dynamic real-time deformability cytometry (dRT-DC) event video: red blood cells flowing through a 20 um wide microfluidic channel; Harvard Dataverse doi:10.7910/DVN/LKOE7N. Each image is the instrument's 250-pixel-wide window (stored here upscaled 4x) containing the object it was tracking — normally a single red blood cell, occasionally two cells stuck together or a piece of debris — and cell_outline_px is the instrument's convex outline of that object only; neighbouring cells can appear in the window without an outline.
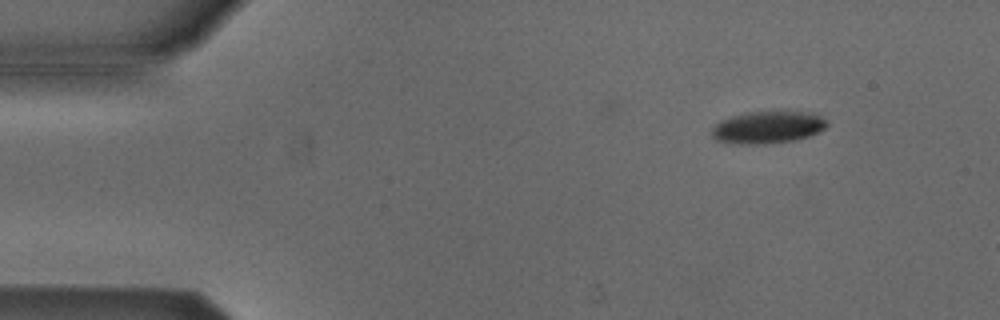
{"species": "Egyptian fruit bat (a non-hibernating species)", "species_latin": "Rousettus aegyptiacus", "temperature_condition": "cold", "stored_images_in_passage": 3, "camera_frame_rate_fps": 3000, "um_per_image_px": 0.085, "animal": {"sex": "male"}, "frame": {"image": 1, "passage_image": 1, "time_ms": 0.0, "image_size_px": [1000, 320], "cell_outline_px": [[828, 124], [824, 128], [808, 136], [796, 140], [764, 144], [732, 144], [716, 140], [712, 136], [712, 128], [720, 120], [732, 116], [748, 112], [812, 112], [828, 120]], "centroid_in_image_um": [65.24, 10.83], "position_along_channel_um": 19.8, "area_um2": 21.62}}